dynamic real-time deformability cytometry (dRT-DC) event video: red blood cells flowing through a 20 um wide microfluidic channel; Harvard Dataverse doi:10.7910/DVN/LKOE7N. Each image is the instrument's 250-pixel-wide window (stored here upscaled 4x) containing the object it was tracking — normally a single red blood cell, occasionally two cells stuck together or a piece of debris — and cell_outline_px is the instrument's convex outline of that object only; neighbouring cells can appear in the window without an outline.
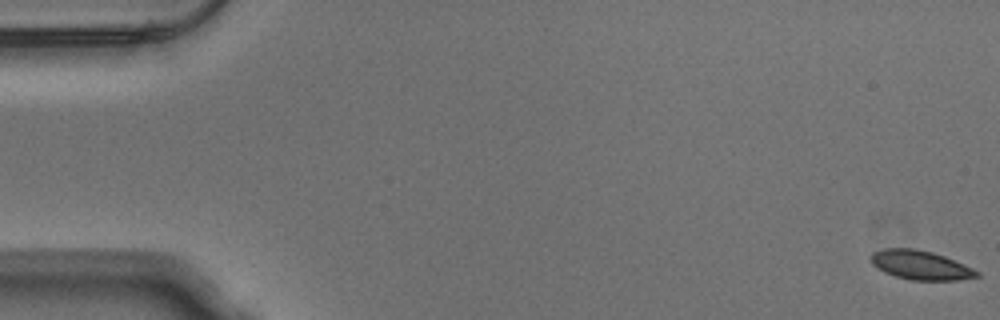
{"species": "Egyptian fruit bat (a non-hibernating species)", "species_latin": "Rousettus aegyptiacus", "temperature_condition": "warm", "stored_images_in_passage": 54, "camera_frame_rate_fps": 3000, "um_per_image_px": 0.085, "animal": {"sex": "male"}, "frame": {"image": 1, "passage_image": 1, "time_ms": 0.0, "image_size_px": [1000, 320], "cell_outline_px": [[980, 276], [956, 280], [912, 280], [896, 276], [884, 272], [872, 264], [872, 252], [884, 248], [916, 248], [932, 252], [944, 256], [964, 264], [980, 272]], "centroid_in_image_um": [78.25, 22.52], "position_along_channel_um": 6.8, "area_um2": 17.86}}
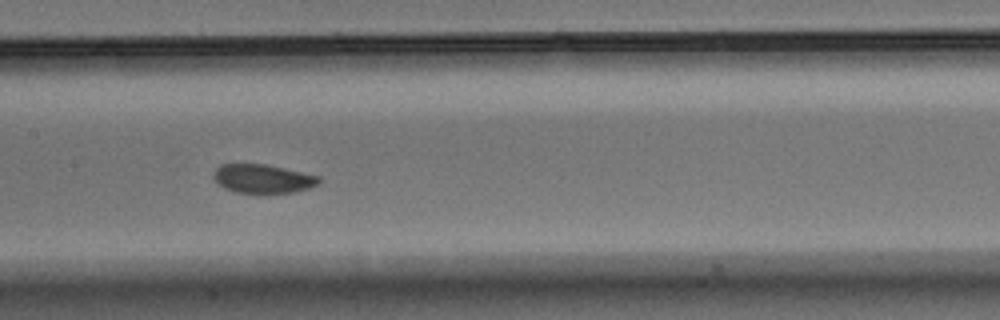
{"frame": {"image": 2, "passage_image": 27, "time_ms": 8.667, "image_size_px": [1000, 320], "cell_outline_px": [[320, 184], [308, 188], [292, 192], [236, 192], [224, 188], [212, 176], [212, 172], [220, 164], [264, 164], [284, 168], [320, 176]], "centroid_in_image_um": [22.33, 15.17], "position_along_channel_um": 185.1, "area_um2": 17.46}}
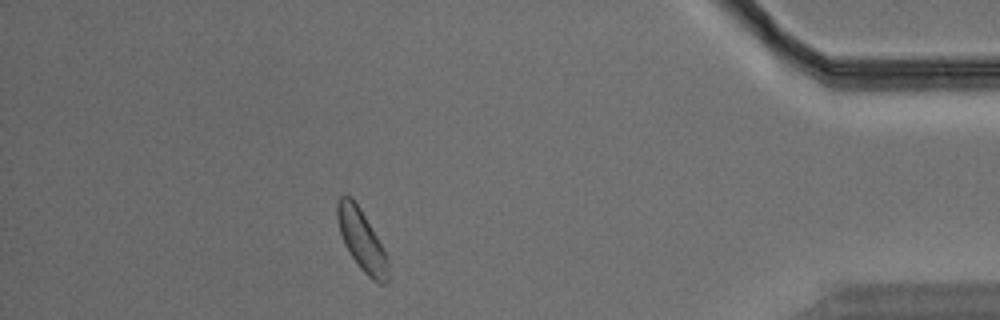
{"frame": {"image": 3, "passage_image": 48, "time_ms": 15.667, "image_size_px": [1000, 320], "cell_outline_px": [[388, 284], [380, 284], [372, 280], [360, 268], [344, 244], [340, 232], [336, 216], [336, 200], [340, 196], [352, 196], [360, 208], [376, 236], [388, 260]], "centroid_in_image_um": [30.72, 20.4], "position_along_channel_um": 404.5, "area_um2": 17.86}, "authors_computed_cell_mechanics": {"area_um2": 18.2359, "velocity_mm_per_s": 3.7851, "shape_relaxation_time_tau1_ms": 3.2753, "shape_relaxation_time_tau2_ms": null, "deformation_change_tau1": 0.067, "deformation_change_tau2": null}}